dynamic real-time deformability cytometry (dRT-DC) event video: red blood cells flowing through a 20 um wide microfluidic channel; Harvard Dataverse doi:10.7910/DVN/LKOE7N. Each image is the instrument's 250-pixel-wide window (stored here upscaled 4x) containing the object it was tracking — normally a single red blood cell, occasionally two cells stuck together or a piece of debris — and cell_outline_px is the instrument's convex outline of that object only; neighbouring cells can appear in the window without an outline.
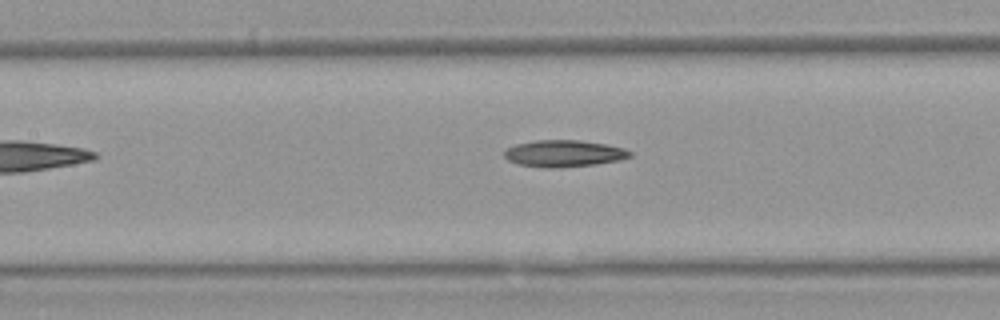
{"species": "Egyptian fruit bat (a non-hibernating species)", "species_latin": "Rousettus aegyptiacus", "temperature_condition": "warm", "stored_images_in_passage": 8, "camera_frame_rate_fps": 3000, "um_per_image_px": 0.085, "animal": {"sex": "female"}, "frame": {"image": 1, "passage_image": 6, "time_ms": 6.333, "image_size_px": [1000, 320], "cell_outline_px": [[632, 156], [620, 160], [596, 164], [560, 168], [544, 168], [520, 164], [508, 160], [504, 156], [504, 152], [508, 148], [516, 144], [536, 140], [580, 140], [604, 144], [624, 148], [632, 152]], "centroid_in_image_um": [47.95, 13.05], "position_along_channel_um": 159.5, "area_um2": 19.59}}
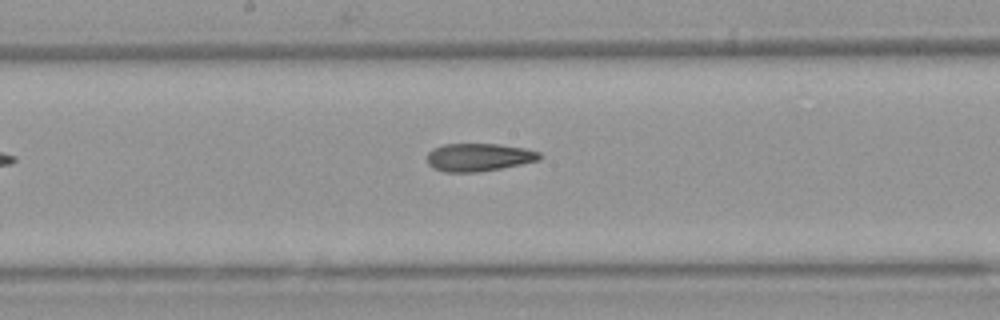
{"frame": {"image": 2, "passage_image": 8, "time_ms": 8.667, "image_size_px": [1000, 320], "cell_outline_px": [[544, 156], [540, 160], [500, 168], [476, 172], [444, 172], [432, 168], [428, 164], [428, 152], [432, 148], [444, 144], [496, 144], [524, 148], [540, 152]], "centroid_in_image_um": [40.69, 13.36], "position_along_channel_um": 207.5, "area_um2": 18.32}}